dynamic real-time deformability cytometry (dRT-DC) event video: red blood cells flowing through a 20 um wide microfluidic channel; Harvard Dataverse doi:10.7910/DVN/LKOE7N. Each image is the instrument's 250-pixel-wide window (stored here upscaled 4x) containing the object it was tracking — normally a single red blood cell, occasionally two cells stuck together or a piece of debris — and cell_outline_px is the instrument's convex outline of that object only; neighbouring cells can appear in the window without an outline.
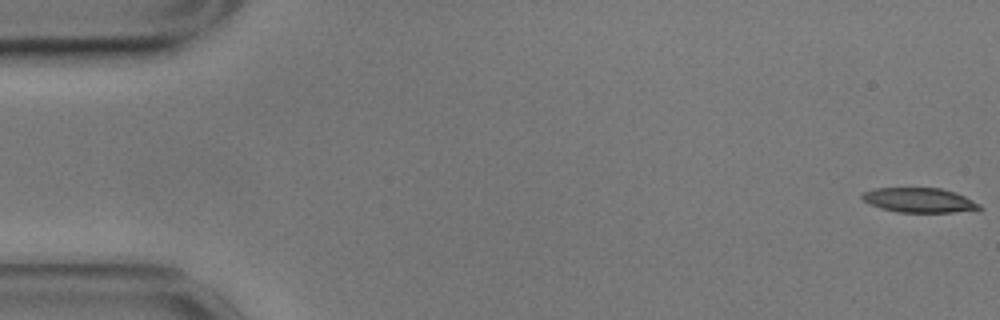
{"species": "common noctule bat (a hibernating species)", "species_latin": "Nyctalus noctula", "temperature_condition": "cold", "stored_images_in_passage": 58, "camera_frame_rate_fps": 3000, "um_per_image_px": 0.085, "animal": {"sex": "male", "body_mass_g": 17.9}, "frame": {"image": 1, "passage_image": 1, "time_ms": 0.0, "image_size_px": [1000, 320], "cell_outline_px": [[984, 208], [980, 212], [896, 212], [872, 204], [864, 200], [860, 196], [864, 192], [876, 188], [940, 188], [956, 192], [980, 204]], "centroid_in_image_um": [78.27, 17.03], "position_along_channel_um": 6.7, "area_um2": 16.94}}
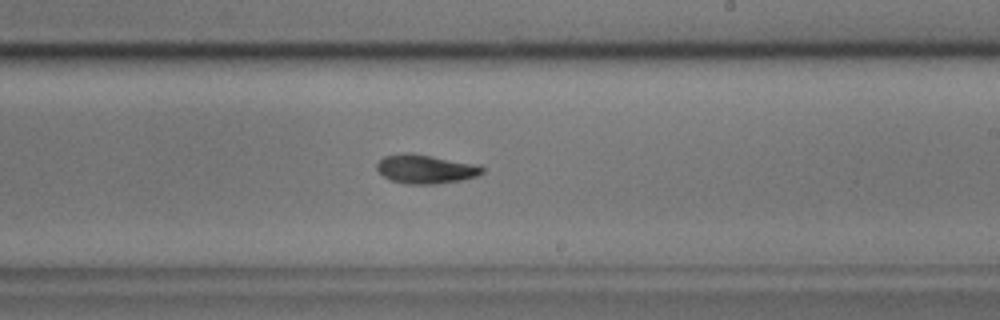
{"frame": {"image": 2, "passage_image": 34, "time_ms": 11.0, "image_size_px": [1000, 320], "cell_outline_px": [[484, 172], [476, 176], [464, 180], [436, 184], [408, 184], [392, 180], [384, 176], [376, 168], [376, 164], [384, 156], [404, 152], [412, 152], [480, 164], [484, 168]], "centroid_in_image_um": [36.22, 14.35], "position_along_channel_um": 252.8, "area_um2": 18.09}}
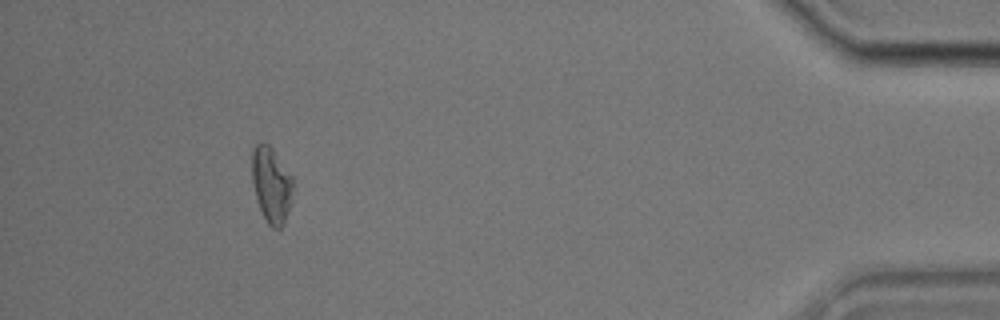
{"frame": {"image": 3, "passage_image": 53, "time_ms": 17.333, "image_size_px": [1000, 320], "cell_outline_px": [[296, 184], [292, 200], [284, 224], [280, 228], [272, 228], [268, 224], [260, 208], [256, 196], [252, 180], [252, 148], [260, 140], [264, 140], [272, 148], [292, 176]], "centroid_in_image_um": [23.1, 15.67], "position_along_channel_um": 412.1, "area_um2": 18.5}, "authors_computed_cell_mechanics": {"area_um2": 18.0047, "velocity_mm_per_s": 3.5088, "shape_relaxation_time_tau1_ms": 2.6184, "shape_relaxation_time_tau2_ms": null, "deformation_change_tau1": 0.1322, "deformation_change_tau2": null}}